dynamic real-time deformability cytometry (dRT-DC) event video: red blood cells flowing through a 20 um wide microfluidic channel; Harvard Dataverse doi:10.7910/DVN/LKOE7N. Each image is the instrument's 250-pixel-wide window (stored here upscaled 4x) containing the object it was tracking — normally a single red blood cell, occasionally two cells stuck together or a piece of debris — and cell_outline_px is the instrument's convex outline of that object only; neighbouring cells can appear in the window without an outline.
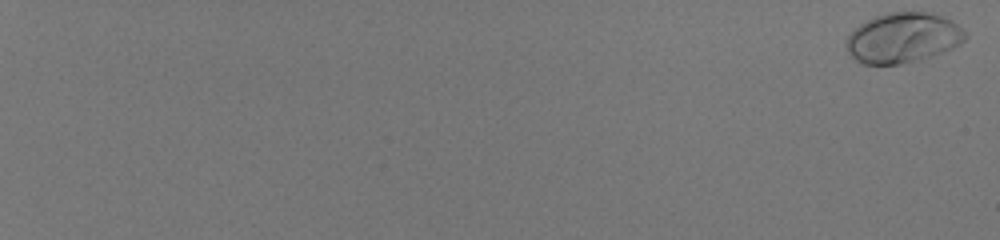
{"species": "human", "species_latin": "Homo sapiens", "temperature_condition": "room temperature", "stored_images_in_passage": 59, "camera_frame_rate_fps": 3000, "um_per_image_px": 0.085, "donor": {"sex": "male"}, "frame": {"image": 1, "passage_image": 1, "time_ms": 0.0, "image_size_px": [1000, 240], "cell_outline_px": [[968, 36], [960, 44], [952, 48], [928, 56], [900, 64], [864, 64], [856, 60], [848, 52], [844, 44], [848, 36], [860, 24], [876, 16], [888, 12], [924, 12], [940, 16], [952, 20]], "centroid_in_image_um": [76.72, 3.21], "position_along_channel_um": 8.3, "area_um2": 34.16}}
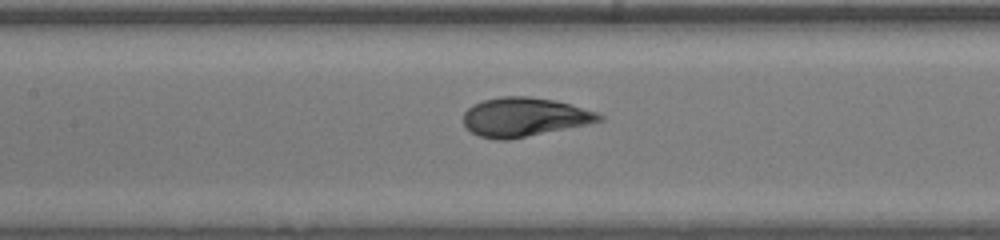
{"frame": {"image": 2, "passage_image": 35, "time_ms": 11.333, "image_size_px": [1000, 240], "cell_outline_px": [[604, 120], [508, 140], [496, 140], [480, 136], [472, 132], [464, 124], [464, 112], [472, 104], [484, 100], [500, 96], [528, 96], [552, 100], [568, 104], [596, 112], [604, 116]], "centroid_in_image_um": [44.52, 9.94], "position_along_channel_um": 162.9, "area_um2": 30.35}}
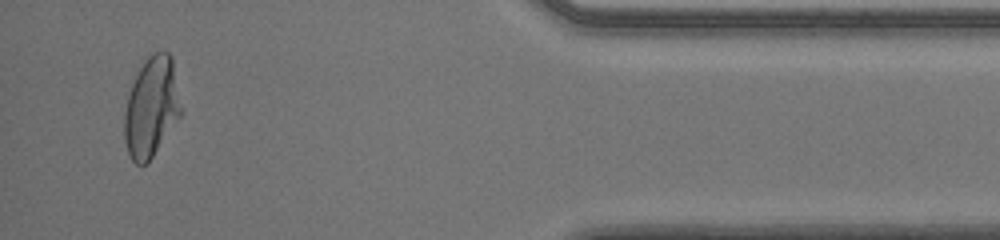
{"frame": {"image": 3, "passage_image": 57, "time_ms": 18.667, "image_size_px": [1000, 240], "cell_outline_px": [[184, 112], [148, 164], [136, 164], [132, 160], [128, 152], [124, 140], [124, 112], [128, 96], [132, 84], [140, 68], [148, 56], [152, 52], [168, 52], [172, 56]], "centroid_in_image_um": [12.91, 9.13], "position_along_channel_um": 422.3, "area_um2": 33.52}, "authors_computed_cell_mechanics": {"area_um2": 31.6166, "velocity_mm_per_s": 4.0441, "shape_relaxation_time_tau1_ms": 3.0058, "shape_relaxation_time_tau2_ms": null, "deformation_change_tau1": 0.1939, "deformation_change_tau2": null}}